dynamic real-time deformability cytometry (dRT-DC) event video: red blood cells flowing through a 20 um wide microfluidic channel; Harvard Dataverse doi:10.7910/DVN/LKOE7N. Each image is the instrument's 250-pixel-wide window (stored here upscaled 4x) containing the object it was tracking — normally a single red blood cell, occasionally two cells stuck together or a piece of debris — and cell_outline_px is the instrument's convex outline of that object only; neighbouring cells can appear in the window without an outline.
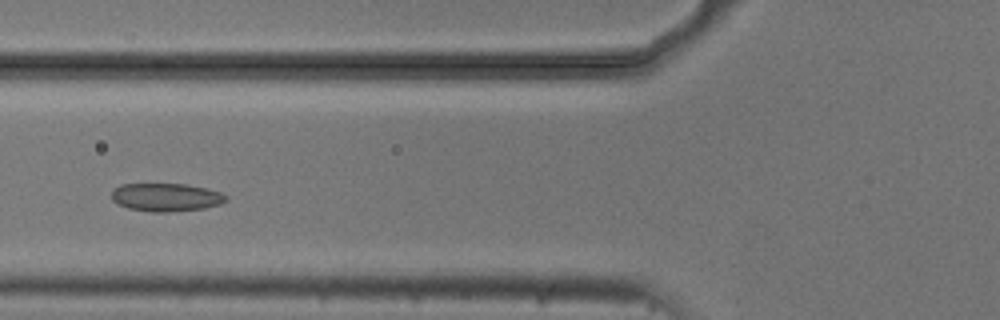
{"species": "common noctule bat (a hibernating species)", "species_latin": "Nyctalus noctula", "temperature_condition": "cold", "stored_images_in_passage": 5, "camera_frame_rate_fps": 3000, "um_per_image_px": 0.085, "animal": {"sex": "male", "body_mass_g": 20.5, "forearm_length_mm": 52.5}, "frame": {"image": 1, "passage_image": 5, "time_ms": 1.333, "image_size_px": [1000, 320], "cell_outline_px": [[228, 200], [220, 204], [204, 208], [168, 212], [152, 212], [128, 208], [116, 204], [112, 200], [112, 192], [120, 184], [184, 184], [208, 188], [220, 192], [228, 196]], "centroid_in_image_um": [14.13, 16.77], "position_along_channel_um": 111.7, "area_um2": 18.84}}